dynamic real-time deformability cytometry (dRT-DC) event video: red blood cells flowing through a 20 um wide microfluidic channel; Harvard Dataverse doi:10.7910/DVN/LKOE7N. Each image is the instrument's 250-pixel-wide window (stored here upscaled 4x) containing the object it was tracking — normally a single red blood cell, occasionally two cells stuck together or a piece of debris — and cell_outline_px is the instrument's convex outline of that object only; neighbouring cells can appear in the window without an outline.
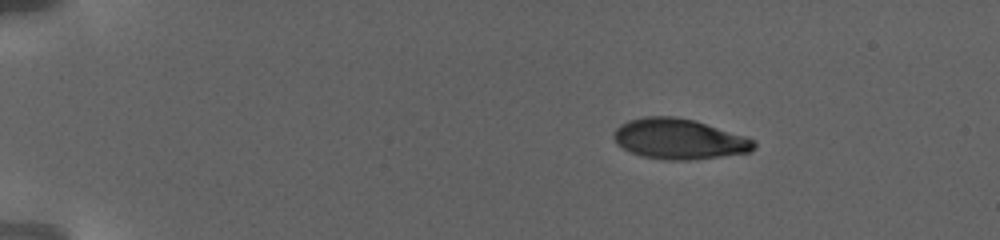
{"species": "human", "species_latin": "Homo sapiens", "temperature_condition": "warm", "stored_images_in_passage": 55, "camera_frame_rate_fps": 3000, "um_per_image_px": 0.085, "donor": {"sex": "female"}, "frame": {"image": 1, "passage_image": 1, "time_ms": 0.0, "image_size_px": [1000, 240], "cell_outline_px": [[756, 148], [748, 152], [692, 160], [668, 160], [640, 156], [624, 148], [612, 136], [616, 128], [620, 124], [628, 120], [644, 116], [672, 116], [696, 120], [756, 140]], "centroid_in_image_um": [57.73, 11.8], "position_along_channel_um": 27.3, "area_um2": 32.95}}
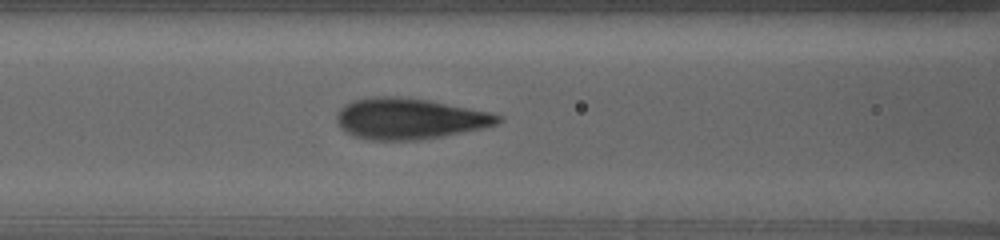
{"frame": {"image": 2, "passage_image": 20, "time_ms": 7.333, "image_size_px": [1000, 240], "cell_outline_px": [[500, 120], [496, 124], [480, 128], [440, 136], [416, 140], [372, 140], [352, 136], [340, 128], [336, 120], [336, 116], [340, 108], [344, 104], [352, 100], [372, 96], [400, 96], [428, 100], [488, 112], [500, 116]], "centroid_in_image_um": [34.69, 10.07], "position_along_channel_um": 131.9, "area_um2": 38.21}}
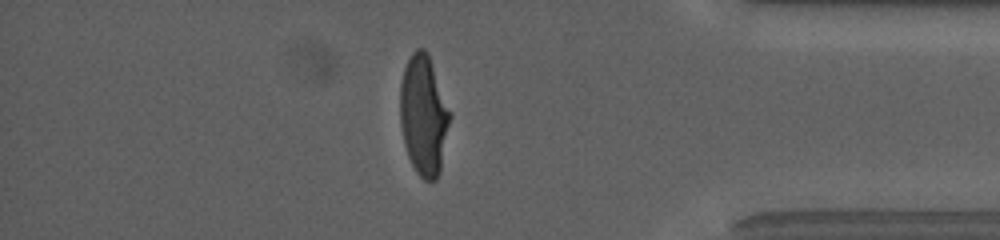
{"frame": {"image": 3, "passage_image": 46, "time_ms": 17.667, "image_size_px": [1000, 240], "cell_outline_px": [[452, 116], [440, 172], [436, 180], [424, 180], [416, 172], [408, 156], [404, 144], [400, 124], [400, 84], [404, 68], [412, 52], [416, 48], [424, 48], [428, 52], [452, 112]], "centroid_in_image_um": [36.03, 9.78], "position_along_channel_um": 399.2, "area_um2": 35.49}, "authors_computed_cell_mechanics": {"area_um2": 35.4892, "velocity_mm_per_s": 2.8103, "shape_relaxation_time_tau1_ms": 5.4475, "shape_relaxation_time_tau2_ms": null, "deformation_change_tau1": 0.2231, "deformation_change_tau2": null}}